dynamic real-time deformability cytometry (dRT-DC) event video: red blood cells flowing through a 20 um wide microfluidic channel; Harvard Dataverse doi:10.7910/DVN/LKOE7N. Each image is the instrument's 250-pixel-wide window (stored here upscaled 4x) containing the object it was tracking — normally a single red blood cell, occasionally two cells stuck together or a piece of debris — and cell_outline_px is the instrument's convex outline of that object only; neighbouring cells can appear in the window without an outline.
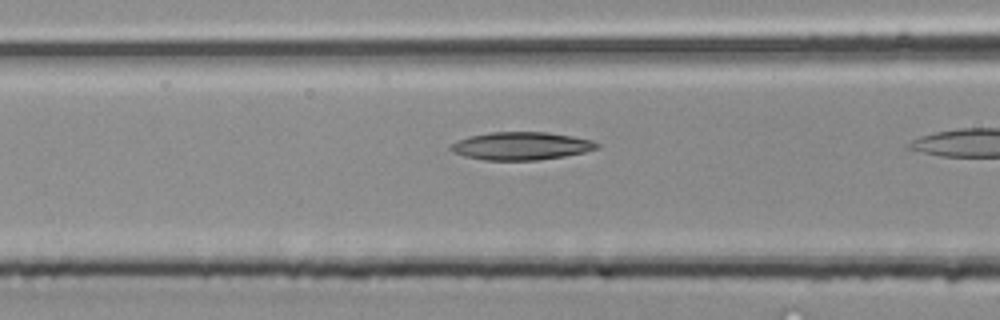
{"species": "common noctule bat (a hibernating species)", "species_latin": "Nyctalus noctula", "temperature_condition": "room temperature", "stored_images_in_passage": 9, "camera_frame_rate_fps": 3000, "um_per_image_px": 0.085, "animal": {"sex": "male", "body_mass_g": 20.4}, "frame": {"image": 1, "passage_image": 7, "time_ms": 2.0, "image_size_px": [1000, 320], "cell_outline_px": [[600, 148], [584, 152], [564, 156], [536, 160], [484, 160], [464, 156], [452, 152], [448, 148], [448, 144], [456, 140], [468, 136], [488, 132], [548, 132], [572, 136], [592, 140], [600, 144]], "centroid_in_image_um": [44.25, 12.4], "position_along_channel_um": 122.4, "area_um2": 24.04}}